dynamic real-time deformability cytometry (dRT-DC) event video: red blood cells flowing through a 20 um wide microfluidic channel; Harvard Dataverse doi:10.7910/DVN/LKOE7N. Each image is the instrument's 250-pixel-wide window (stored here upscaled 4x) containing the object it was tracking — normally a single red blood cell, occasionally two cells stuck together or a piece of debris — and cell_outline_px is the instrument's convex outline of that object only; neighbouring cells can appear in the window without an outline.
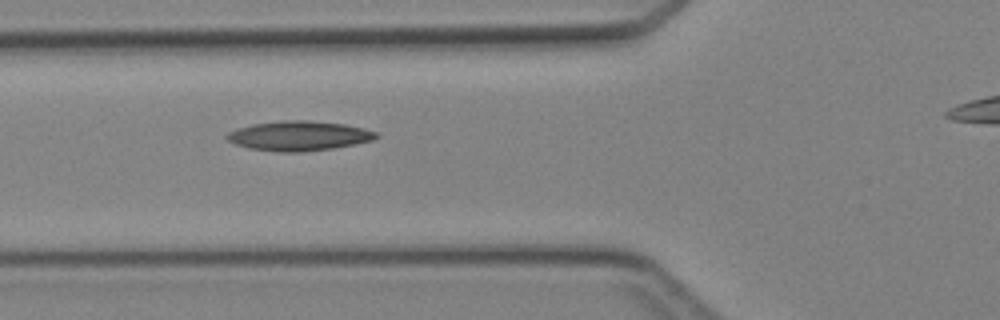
{"species": "Egyptian fruit bat (a non-hibernating species)", "species_latin": "Rousettus aegyptiacus", "temperature_condition": "cold", "stored_images_in_passage": 5, "camera_frame_rate_fps": 3000, "um_per_image_px": 0.085, "animal": {"sex": "female"}, "frame": {"image": 1, "passage_image": 3, "time_ms": 2.0, "image_size_px": [1000, 320], "cell_outline_px": [[380, 136], [372, 140], [356, 144], [332, 148], [304, 152], [276, 152], [248, 148], [236, 144], [228, 140], [224, 136], [228, 132], [236, 128], [252, 124], [280, 120], [308, 120], [344, 124], [364, 128], [376, 132]], "centroid_in_image_um": [25.38, 11.54], "position_along_channel_um": 100.4, "area_um2": 26.01}}
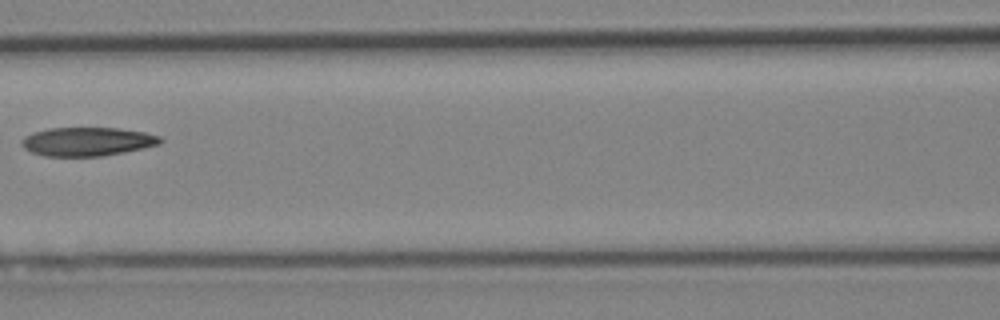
{"frame": {"image": 2, "passage_image": 4, "time_ms": 3.333, "image_size_px": [1000, 320], "cell_outline_px": [[164, 140], [160, 144], [144, 148], [124, 152], [100, 156], [44, 156], [32, 152], [24, 148], [20, 144], [20, 140], [24, 136], [48, 128], [116, 128], [144, 132], [160, 136]], "centroid_in_image_um": [7.42, 12.03], "position_along_channel_um": 159.2, "area_um2": 23.18}}